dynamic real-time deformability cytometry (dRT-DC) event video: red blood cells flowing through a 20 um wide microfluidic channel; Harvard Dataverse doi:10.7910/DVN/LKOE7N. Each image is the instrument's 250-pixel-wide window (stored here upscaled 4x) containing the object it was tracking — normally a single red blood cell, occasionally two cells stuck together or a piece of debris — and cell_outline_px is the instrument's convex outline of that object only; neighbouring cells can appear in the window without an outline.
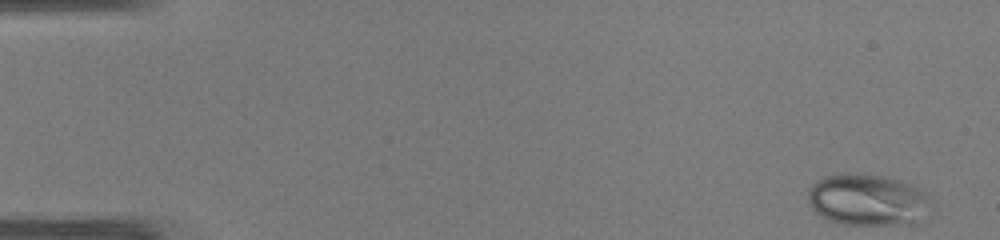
{"species": "common noctule bat (a hibernating species)", "species_latin": "Nyctalus noctula", "temperature_condition": "warm", "stored_images_in_passage": 47, "camera_frame_rate_fps": 3000, "um_per_image_px": 0.085, "animal": {"sex": "male", "body_mass_g": 19.0, "forearm_length_mm": 50.8}, "frame": {"image": 1, "passage_image": 1, "time_ms": 0.0, "image_size_px": [1000, 240], "cell_outline_px": [[928, 196], [920, 224], [844, 224], [828, 220], [812, 212], [808, 200], [808, 188], [820, 176], [848, 172], [884, 176], [920, 188], [928, 192]], "centroid_in_image_um": [73.65, 16.97], "position_along_channel_um": 11.4, "area_um2": 37.17}}
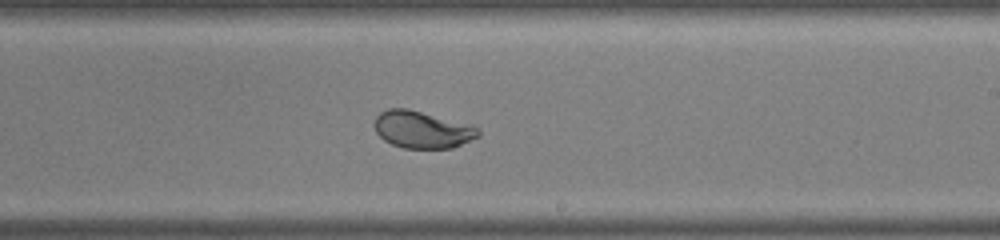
{"frame": {"image": 2, "passage_image": 28, "time_ms": 9.0, "image_size_px": [1000, 240], "cell_outline_px": [[480, 136], [452, 148], [404, 148], [392, 144], [384, 140], [376, 132], [376, 116], [380, 112], [388, 108], [408, 108], [472, 124], [480, 128]], "centroid_in_image_um": [35.93, 11.0], "position_along_channel_um": 253.1, "area_um2": 22.6}}
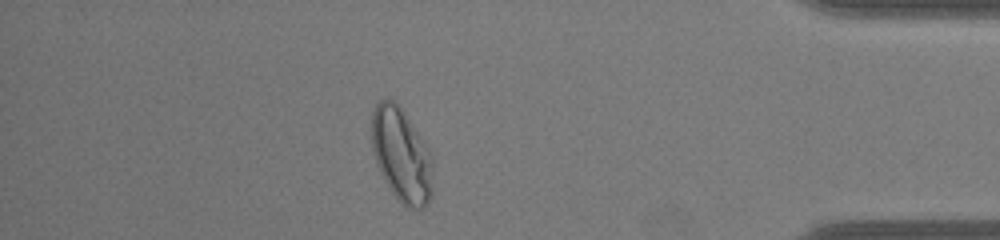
{"frame": {"image": 3, "passage_image": 41, "time_ms": 13.333, "image_size_px": [1000, 240], "cell_outline_px": [[432, 196], [428, 204], [424, 208], [408, 208], [392, 192], [384, 180], [380, 172], [372, 148], [372, 112], [376, 104], [380, 100], [392, 100], [400, 108], [432, 156]], "centroid_in_image_um": [34.12, 13.23], "position_along_channel_um": 401.1, "area_um2": 32.71}, "authors_computed_cell_mechanics": {"area_um2": 29.189, "velocity_mm_per_s": 4.2101, "shape_relaxation_time_tau1_ms": 3.642, "shape_relaxation_time_tau2_ms": null, "deformation_change_tau1": 0.1531, "deformation_change_tau2": null}}